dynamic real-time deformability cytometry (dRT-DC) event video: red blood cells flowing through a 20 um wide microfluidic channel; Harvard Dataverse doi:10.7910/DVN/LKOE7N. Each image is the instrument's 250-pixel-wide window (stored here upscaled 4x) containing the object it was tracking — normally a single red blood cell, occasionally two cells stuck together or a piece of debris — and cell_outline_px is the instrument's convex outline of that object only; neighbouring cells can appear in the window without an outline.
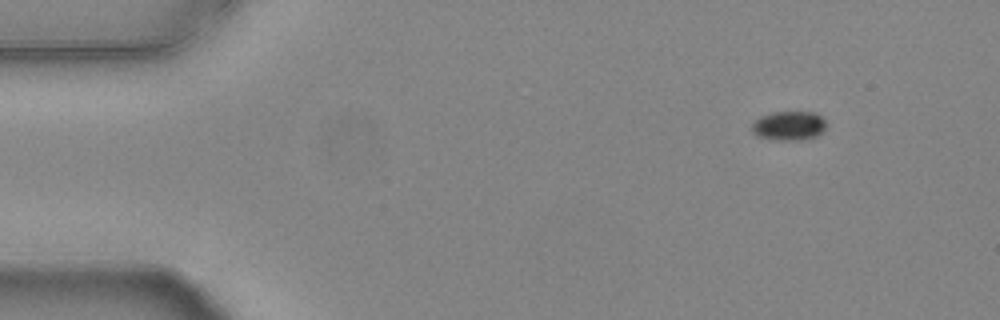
{"species": "common noctule bat (a hibernating species)", "species_latin": "Nyctalus noctula", "temperature_condition": "warm", "stored_images_in_passage": 50, "camera_frame_rate_fps": 3000, "um_per_image_px": 0.085, "animal": {"sex": "female", "body_mass_g": 24.6, "forearm_length_mm": 56.2}, "frame": {"image": 1, "passage_image": 1, "time_ms": 0.0, "image_size_px": [1000, 320], "cell_outline_px": [[824, 132], [816, 136], [804, 140], [772, 140], [756, 136], [752, 132], [752, 124], [760, 116], [772, 112], [812, 112], [820, 116], [824, 120]], "centroid_in_image_um": [67.02, 10.7], "position_along_channel_um": 18.0, "area_um2": 12.72}}
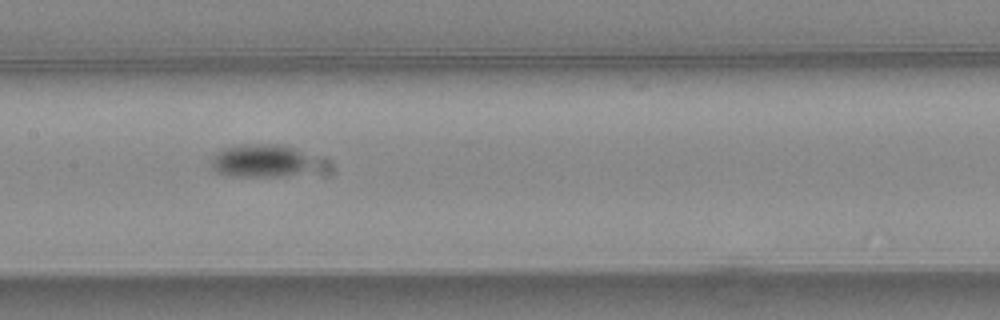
{"frame": {"image": 2, "passage_image": 22, "time_ms": 7.0, "image_size_px": [1000, 320], "cell_outline_px": [[308, 160], [304, 168], [296, 172], [276, 176], [228, 176], [216, 172], [212, 168], [212, 156], [216, 152], [224, 148], [240, 144], [280, 144], [292, 148], [300, 152]], "centroid_in_image_um": [21.93, 13.64], "position_along_channel_um": 185.5, "area_um2": 18.79}}
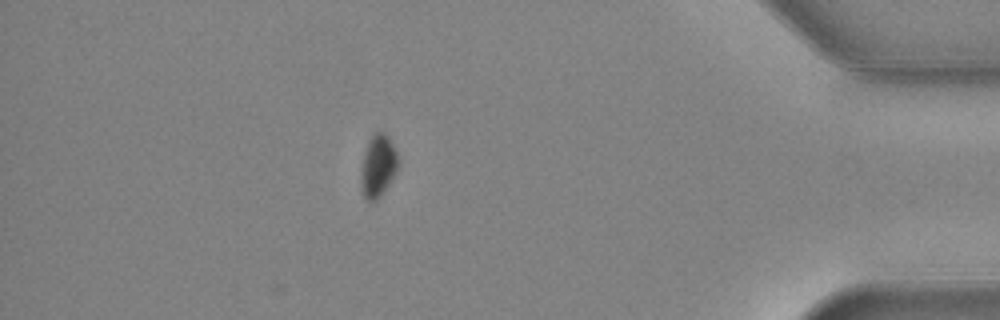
{"frame": {"image": 3, "passage_image": 43, "time_ms": 14.0, "image_size_px": [1000, 320], "cell_outline_px": [[400, 160], [396, 172], [384, 192], [372, 204], [364, 200], [360, 184], [360, 172], [364, 152], [368, 140], [376, 132], [384, 132], [388, 136]], "centroid_in_image_um": [32.11, 14.16], "position_along_channel_um": 403.1, "area_um2": 13.87}, "authors_computed_cell_mechanics": {"area_um2": 15.6638, "velocity_mm_per_s": 3.7729, "shape_relaxation_time_tau1_ms": 1.7964, "shape_relaxation_time_tau2_ms": null, "deformation_change_tau1": 0.0974, "deformation_change_tau2": null}}